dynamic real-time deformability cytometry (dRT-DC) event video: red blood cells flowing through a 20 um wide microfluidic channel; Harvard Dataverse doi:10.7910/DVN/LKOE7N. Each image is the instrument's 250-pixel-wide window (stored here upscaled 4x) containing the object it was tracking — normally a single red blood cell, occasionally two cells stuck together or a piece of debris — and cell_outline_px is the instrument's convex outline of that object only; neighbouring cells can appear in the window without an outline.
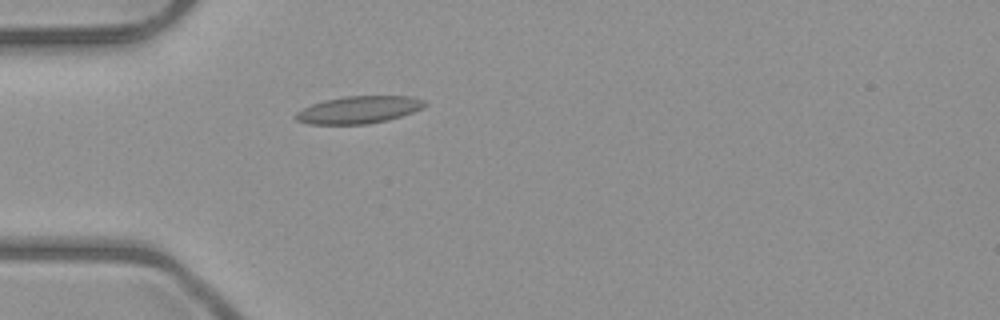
{"species": "common noctule bat (a hibernating species)", "species_latin": "Nyctalus noctula", "temperature_condition": "room temperature", "stored_images_in_passage": 3, "camera_frame_rate_fps": 3000, "um_per_image_px": 0.085, "animal": {"sex": "male", "body_mass_g": 23.1, "forearm_length_mm": 52.7}, "frame": {"image": 1, "passage_image": 3, "time_ms": 2.0, "image_size_px": [1000, 320], "cell_outline_px": [[428, 104], [412, 112], [388, 120], [364, 124], [308, 124], [296, 120], [292, 116], [296, 112], [312, 104], [324, 100], [344, 96], [412, 96], [424, 100]], "centroid_in_image_um": [30.46, 9.33], "position_along_channel_um": 54.5, "area_um2": 20.52}}